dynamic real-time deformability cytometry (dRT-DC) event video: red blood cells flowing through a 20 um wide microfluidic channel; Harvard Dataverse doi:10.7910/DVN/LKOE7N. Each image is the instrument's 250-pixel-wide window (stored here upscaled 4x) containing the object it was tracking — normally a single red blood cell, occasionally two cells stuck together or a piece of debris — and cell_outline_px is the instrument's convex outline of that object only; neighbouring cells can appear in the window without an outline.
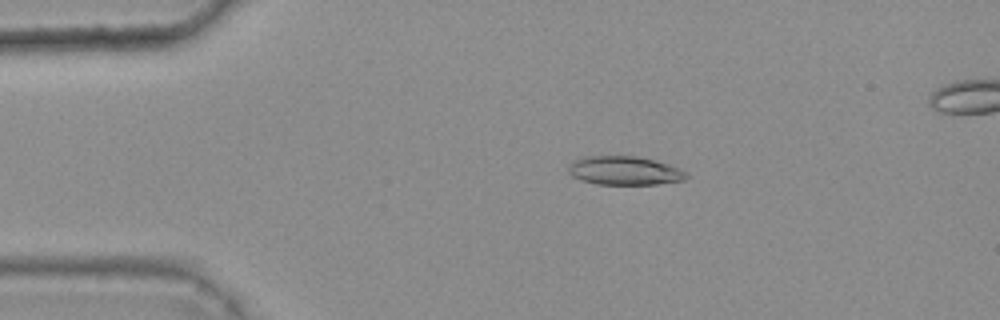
{"species": "common noctule bat (a hibernating species)", "species_latin": "Nyctalus noctula", "temperature_condition": "warm", "stored_images_in_passage": 47, "camera_frame_rate_fps": 3000, "um_per_image_px": 0.085, "animal": {"sex": "female", "body_mass_g": 25.1}, "frame": {"image": 1, "passage_image": 11, "time_ms": 3.333, "image_size_px": [1000, 320], "cell_outline_px": [[688, 176], [684, 180], [656, 184], [596, 184], [580, 180], [572, 176], [568, 172], [568, 168], [576, 160], [584, 156], [636, 156], [656, 160], [680, 168], [688, 172]], "centroid_in_image_um": [53.11, 14.5], "position_along_channel_um": 31.9, "area_um2": 19.77}}
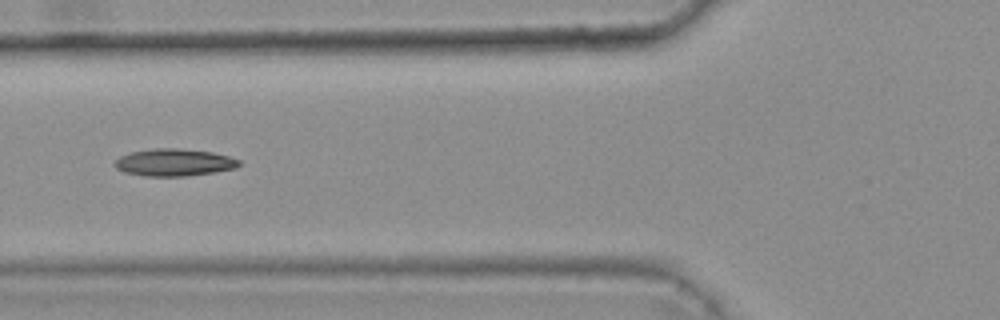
{"frame": {"image": 2, "passage_image": 21, "time_ms": 6.667, "image_size_px": [1000, 320], "cell_outline_px": [[240, 164], [236, 168], [212, 172], [184, 176], [144, 176], [124, 172], [116, 168], [112, 164], [120, 156], [132, 152], [156, 148], [176, 148], [212, 152], [228, 156], [240, 160]], "centroid_in_image_um": [14.77, 13.81], "position_along_channel_um": 111.0, "area_um2": 19.59}}
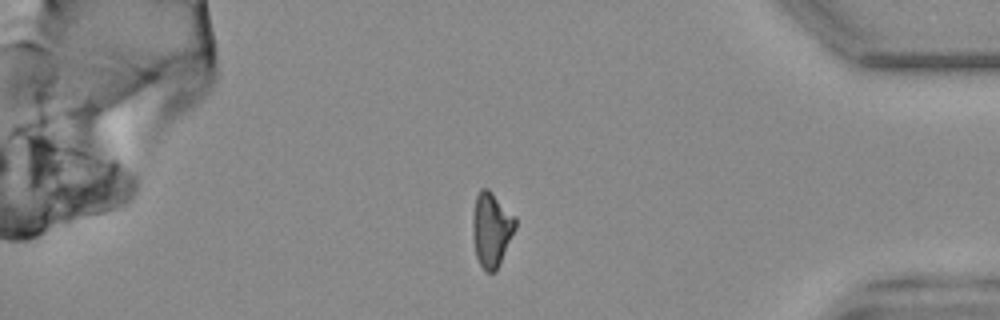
{"frame": {"image": 3, "passage_image": 46, "time_ms": 15.0, "image_size_px": [1000, 320], "cell_outline_px": [[516, 228], [500, 264], [496, 272], [488, 272], [480, 264], [476, 256], [472, 236], [472, 216], [476, 196], [480, 188], [488, 188], [516, 216]], "centroid_in_image_um": [41.77, 19.48], "position_along_channel_um": 393.4, "area_um2": 18.79}, "authors_computed_cell_mechanics": {"area_um2": 19.1896, "velocity_mm_per_s": 3.7262, "shape_relaxation_time_tau1_ms": 8.9365, "shape_relaxation_time_tau2_ms": 6.5608, "deformation_change_tau1": 0.2184, "deformation_change_tau2": 0.1708}}